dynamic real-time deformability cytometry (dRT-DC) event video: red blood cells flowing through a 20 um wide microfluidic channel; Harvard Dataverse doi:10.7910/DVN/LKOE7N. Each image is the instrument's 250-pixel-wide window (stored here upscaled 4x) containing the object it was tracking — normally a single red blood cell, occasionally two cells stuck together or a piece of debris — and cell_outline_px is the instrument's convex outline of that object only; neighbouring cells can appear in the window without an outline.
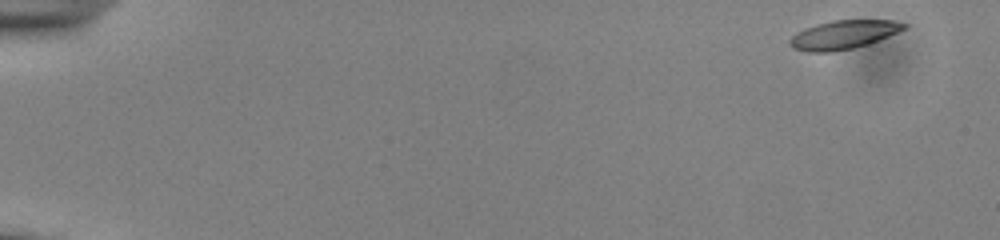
{"species": "common noctule bat (a hibernating species)", "species_latin": "Nyctalus noctula", "temperature_condition": "cold", "stored_images_in_passage": 52, "camera_frame_rate_fps": 3000, "um_per_image_px": 0.085, "animal": {"sex": "male", "body_mass_g": 13.0, "forearm_length_mm": 53.1}, "frame": {"image": 1, "passage_image": 1, "time_ms": 0.0, "image_size_px": [1000, 240], "cell_outline_px": [[908, 28], [888, 36], [852, 48], [828, 52], [808, 52], [792, 48], [788, 44], [788, 40], [796, 32], [804, 28], [816, 24], [832, 20], [892, 20], [908, 24]], "centroid_in_image_um": [71.65, 2.94], "position_along_channel_um": 13.3, "area_um2": 19.02}}
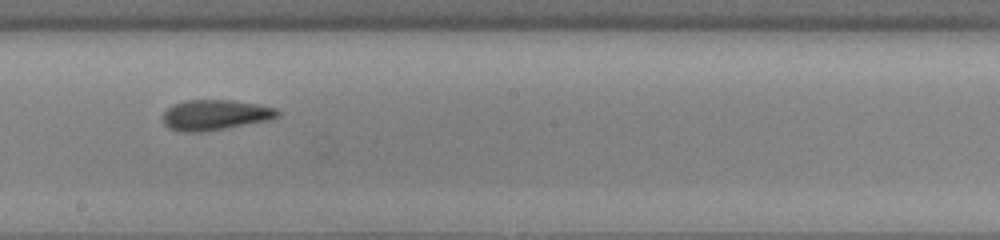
{"frame": {"image": 2, "passage_image": 30, "time_ms": 9.667, "image_size_px": [1000, 240], "cell_outline_px": [[280, 116], [272, 120], [200, 132], [184, 132], [168, 128], [164, 124], [164, 112], [172, 104], [188, 100], [232, 100], [256, 104], [276, 108], [280, 112]], "centroid_in_image_um": [18.31, 9.77], "position_along_channel_um": 229.9, "area_um2": 20.29}}
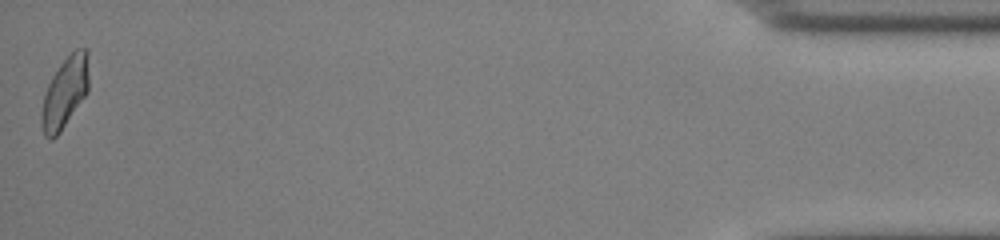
{"frame": {"image": 3, "passage_image": 52, "time_ms": 17.0, "image_size_px": [1000, 240], "cell_outline_px": [[88, 92], [60, 132], [52, 140], [48, 140], [44, 136], [40, 124], [40, 112], [44, 92], [52, 76], [60, 64], [76, 48], [88, 48]], "centroid_in_image_um": [5.49, 7.89], "position_along_channel_um": 429.7, "area_um2": 19.83}, "authors_computed_cell_mechanics": {"area_um2": 19.8254, "velocity_mm_per_s": 3.8623, "shape_relaxation_time_tau1_ms": 3.5651, "shape_relaxation_time_tau2_ms": 2.2547, "deformation_change_tau1": 0.1241, "deformation_change_tau2": 0.0954}}